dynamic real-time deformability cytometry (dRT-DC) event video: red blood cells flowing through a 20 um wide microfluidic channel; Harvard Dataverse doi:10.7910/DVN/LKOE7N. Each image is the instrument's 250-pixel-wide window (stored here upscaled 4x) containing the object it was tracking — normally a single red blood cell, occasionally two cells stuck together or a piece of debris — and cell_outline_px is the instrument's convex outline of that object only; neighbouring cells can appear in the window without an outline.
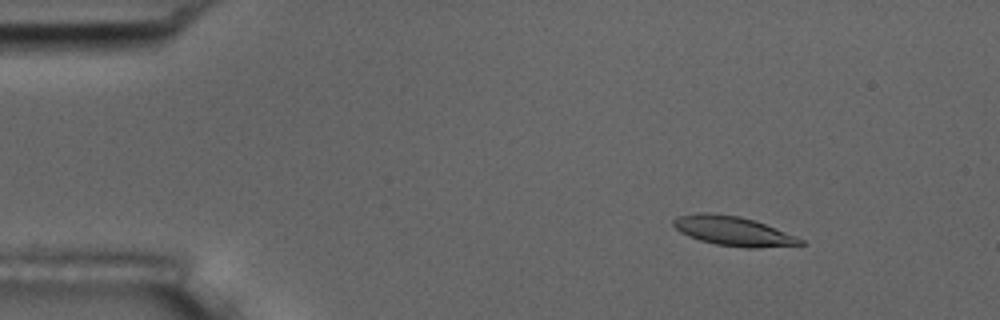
{"species": "common noctule bat (a hibernating species)", "species_latin": "Nyctalus noctula", "temperature_condition": "room temperature", "stored_images_in_passage": 56, "camera_frame_rate_fps": 3000, "um_per_image_px": 0.085, "animal": {"sex": "male", "body_mass_g": 17.5, "forearm_length_mm": 52.3}, "frame": {"image": 1, "passage_image": 8, "time_ms": 2.333, "image_size_px": [1000, 320], "cell_outline_px": [[804, 244], [756, 248], [744, 248], [716, 244], [700, 240], [688, 236], [680, 232], [672, 224], [672, 220], [676, 216], [696, 212], [712, 212], [740, 216], [764, 224], [796, 236], [804, 240]], "centroid_in_image_um": [62.26, 19.62], "position_along_channel_um": 22.7, "area_um2": 21.79}}
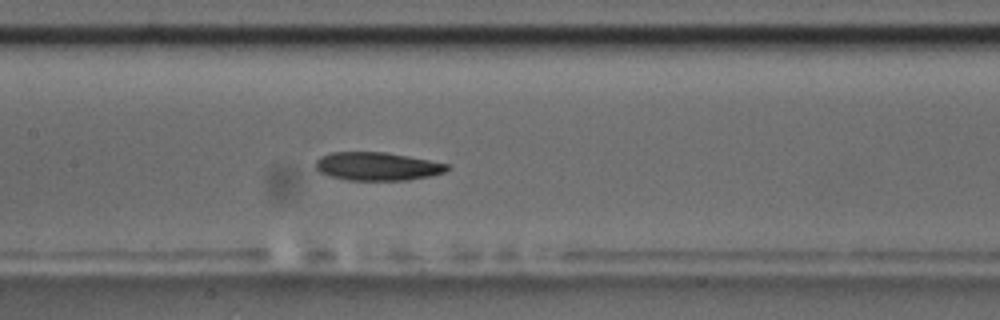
{"frame": {"image": 2, "passage_image": 27, "time_ms": 8.667, "image_size_px": [1000, 320], "cell_outline_px": [[448, 168], [444, 172], [432, 176], [408, 180], [348, 180], [332, 176], [320, 172], [316, 168], [316, 160], [320, 156], [332, 152], [384, 152], [408, 156], [448, 164]], "centroid_in_image_um": [32.06, 14.14], "position_along_channel_um": 175.3, "area_um2": 21.5}}
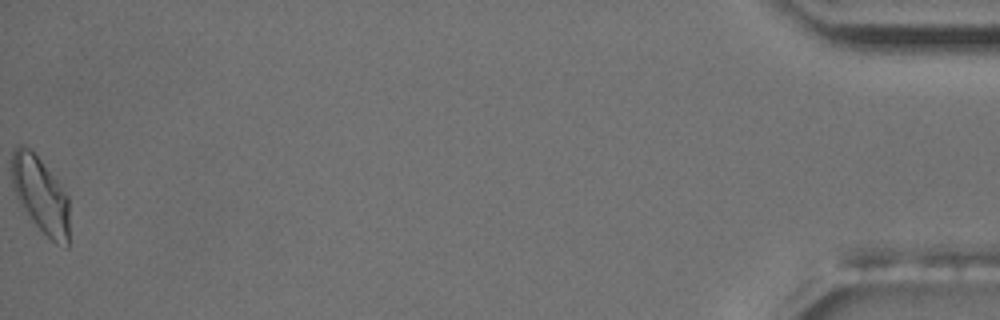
{"frame": {"image": 3, "passage_image": 56, "time_ms": 18.333, "image_size_px": [1000, 320], "cell_outline_px": [[68, 248], [56, 244], [32, 220], [20, 204], [16, 196], [12, 184], [12, 148], [16, 144], [24, 144], [32, 148], [68, 196]], "centroid_in_image_um": [3.42, 16.5], "position_along_channel_um": 431.8, "area_um2": 25.49}, "authors_computed_cell_mechanics": {"area_um2": 21.9351, "velocity_mm_per_s": 3.6649, "shape_relaxation_time_tau1_ms": 9.0523, "shape_relaxation_time_tau2_ms": 4.9761, "deformation_change_tau1": 0.2028, "deformation_change_tau2": 0.1363}}